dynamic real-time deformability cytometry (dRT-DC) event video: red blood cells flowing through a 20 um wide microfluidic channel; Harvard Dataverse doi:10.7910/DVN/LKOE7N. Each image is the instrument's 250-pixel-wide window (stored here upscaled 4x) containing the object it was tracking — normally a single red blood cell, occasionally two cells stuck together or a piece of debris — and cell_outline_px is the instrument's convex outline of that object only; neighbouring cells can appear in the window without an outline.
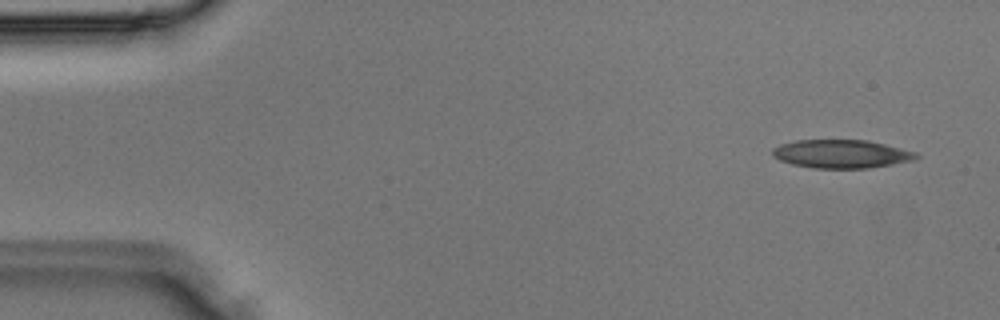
{"species": "Egyptian fruit bat (a non-hibernating species)", "species_latin": "Rousettus aegyptiacus", "temperature_condition": "room temperature", "stored_images_in_passage": 3, "segment_of_instrument_passage": [2, 2], "camera_frame_rate_fps": 3000, "um_per_image_px": 0.085, "animal": {"sex": "male"}, "frame": {"image": 1, "passage_image": 3, "time_ms": 0.667, "image_size_px": [1000, 320], "cell_outline_px": [[920, 156], [912, 160], [892, 164], [868, 168], [812, 168], [792, 164], [780, 160], [772, 156], [772, 148], [780, 144], [796, 140], [868, 140], [916, 152]], "centroid_in_image_um": [71.48, 13.08], "position_along_channel_um": 13.5, "area_um2": 23.7}}